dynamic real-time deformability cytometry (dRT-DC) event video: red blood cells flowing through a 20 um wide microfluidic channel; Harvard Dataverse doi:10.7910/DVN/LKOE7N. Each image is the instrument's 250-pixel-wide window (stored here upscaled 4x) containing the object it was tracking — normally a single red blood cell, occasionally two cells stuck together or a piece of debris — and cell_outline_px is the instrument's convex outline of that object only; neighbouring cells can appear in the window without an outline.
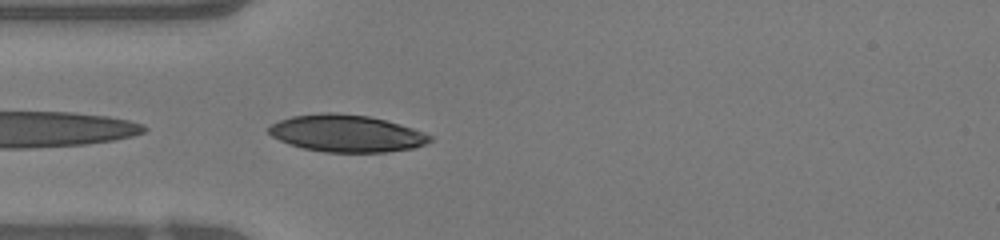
{"species": "human", "species_latin": "Homo sapiens", "temperature_condition": "warm", "stored_images_in_passage": 13, "camera_frame_rate_fps": 3000, "um_per_image_px": 0.085, "donor": {"sex": "female"}, "frame": {"image": 1, "passage_image": 1, "time_ms": 0.0, "image_size_px": [1000, 240], "cell_outline_px": [[432, 140], [424, 144], [412, 148], [388, 152], [324, 152], [304, 148], [288, 144], [272, 136], [268, 132], [268, 128], [272, 124], [280, 120], [292, 116], [320, 112], [336, 112], [368, 116], [400, 124], [424, 132], [432, 136]], "centroid_in_image_um": [29.44, 11.33], "position_along_channel_um": 55.6, "area_um2": 34.8}}
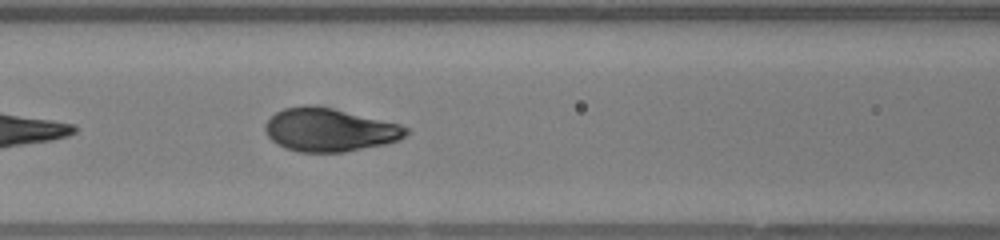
{"frame": {"image": 2, "passage_image": 7, "time_ms": 2.0, "image_size_px": [1000, 240], "cell_outline_px": [[412, 132], [400, 140], [384, 144], [344, 152], [300, 152], [284, 148], [276, 144], [268, 136], [264, 128], [264, 124], [276, 112], [284, 108], [304, 104], [308, 104], [332, 108], [400, 124], [408, 128]], "centroid_in_image_um": [28.01, 11.04], "position_along_channel_um": 138.6, "area_um2": 35.66}}
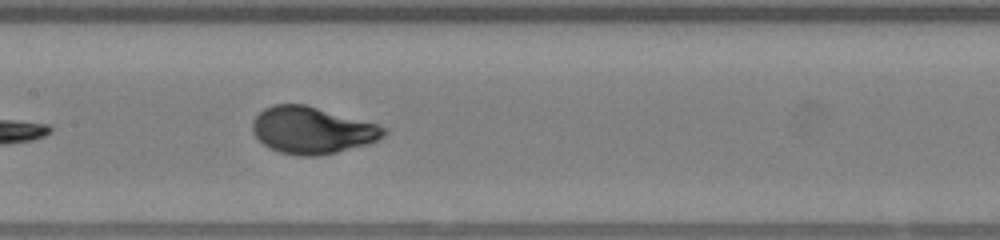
{"frame": {"image": 3, "passage_image": 10, "time_ms": 3.0, "image_size_px": [1000, 240], "cell_outline_px": [[388, 132], [384, 136], [368, 144], [320, 156], [296, 156], [280, 152], [264, 144], [252, 132], [252, 120], [264, 108], [272, 104], [304, 104], [376, 124], [388, 128]], "centroid_in_image_um": [26.52, 11.07], "position_along_channel_um": 180.9, "area_um2": 35.72}}